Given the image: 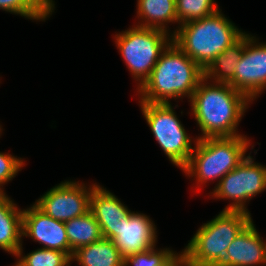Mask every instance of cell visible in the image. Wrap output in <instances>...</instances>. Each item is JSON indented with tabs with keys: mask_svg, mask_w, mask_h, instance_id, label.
Masks as SVG:
<instances>
[{
	"mask_svg": "<svg viewBox=\"0 0 266 266\" xmlns=\"http://www.w3.org/2000/svg\"><path fill=\"white\" fill-rule=\"evenodd\" d=\"M188 101L202 132L199 139L243 135L237 127L252 101L231 85L203 77Z\"/></svg>",
	"mask_w": 266,
	"mask_h": 266,
	"instance_id": "1",
	"label": "cell"
},
{
	"mask_svg": "<svg viewBox=\"0 0 266 266\" xmlns=\"http://www.w3.org/2000/svg\"><path fill=\"white\" fill-rule=\"evenodd\" d=\"M203 77L204 70L172 41L150 76L136 88L139 103L170 104L173 99H191Z\"/></svg>",
	"mask_w": 266,
	"mask_h": 266,
	"instance_id": "2",
	"label": "cell"
},
{
	"mask_svg": "<svg viewBox=\"0 0 266 266\" xmlns=\"http://www.w3.org/2000/svg\"><path fill=\"white\" fill-rule=\"evenodd\" d=\"M245 33L235 26L221 9L205 18L183 23L172 30L173 42L203 70Z\"/></svg>",
	"mask_w": 266,
	"mask_h": 266,
	"instance_id": "3",
	"label": "cell"
},
{
	"mask_svg": "<svg viewBox=\"0 0 266 266\" xmlns=\"http://www.w3.org/2000/svg\"><path fill=\"white\" fill-rule=\"evenodd\" d=\"M252 220L251 213L241 210H222L203 223L189 243L182 249L184 266H217L227 248Z\"/></svg>",
	"mask_w": 266,
	"mask_h": 266,
	"instance_id": "4",
	"label": "cell"
},
{
	"mask_svg": "<svg viewBox=\"0 0 266 266\" xmlns=\"http://www.w3.org/2000/svg\"><path fill=\"white\" fill-rule=\"evenodd\" d=\"M250 146L251 150L254 149V144L246 135L198 138L187 164L181 170L189 178L196 179L195 187L201 188L214 180H218V184L247 157Z\"/></svg>",
	"mask_w": 266,
	"mask_h": 266,
	"instance_id": "5",
	"label": "cell"
},
{
	"mask_svg": "<svg viewBox=\"0 0 266 266\" xmlns=\"http://www.w3.org/2000/svg\"><path fill=\"white\" fill-rule=\"evenodd\" d=\"M113 38L137 88L150 76L159 57L173 41L172 34L160 29L133 25Z\"/></svg>",
	"mask_w": 266,
	"mask_h": 266,
	"instance_id": "6",
	"label": "cell"
},
{
	"mask_svg": "<svg viewBox=\"0 0 266 266\" xmlns=\"http://www.w3.org/2000/svg\"><path fill=\"white\" fill-rule=\"evenodd\" d=\"M139 105L159 147L169 161L181 170L187 164L198 137L196 136L192 141V137L183 127L174 110L178 105L172 106V103H140Z\"/></svg>",
	"mask_w": 266,
	"mask_h": 266,
	"instance_id": "7",
	"label": "cell"
},
{
	"mask_svg": "<svg viewBox=\"0 0 266 266\" xmlns=\"http://www.w3.org/2000/svg\"><path fill=\"white\" fill-rule=\"evenodd\" d=\"M250 153L233 170L216 184L210 198L230 200L224 210H241L248 213L246 206L253 197L266 190V166L254 162Z\"/></svg>",
	"mask_w": 266,
	"mask_h": 266,
	"instance_id": "8",
	"label": "cell"
},
{
	"mask_svg": "<svg viewBox=\"0 0 266 266\" xmlns=\"http://www.w3.org/2000/svg\"><path fill=\"white\" fill-rule=\"evenodd\" d=\"M65 180L45 192L33 204L47 216L66 222L90 211V197L97 183Z\"/></svg>",
	"mask_w": 266,
	"mask_h": 266,
	"instance_id": "9",
	"label": "cell"
},
{
	"mask_svg": "<svg viewBox=\"0 0 266 266\" xmlns=\"http://www.w3.org/2000/svg\"><path fill=\"white\" fill-rule=\"evenodd\" d=\"M234 72V89L252 102L266 90V42L247 33L242 56Z\"/></svg>",
	"mask_w": 266,
	"mask_h": 266,
	"instance_id": "10",
	"label": "cell"
},
{
	"mask_svg": "<svg viewBox=\"0 0 266 266\" xmlns=\"http://www.w3.org/2000/svg\"><path fill=\"white\" fill-rule=\"evenodd\" d=\"M157 228L150 216L130 211L117 226V236L112 240L119 254L125 258L145 252L156 246Z\"/></svg>",
	"mask_w": 266,
	"mask_h": 266,
	"instance_id": "11",
	"label": "cell"
},
{
	"mask_svg": "<svg viewBox=\"0 0 266 266\" xmlns=\"http://www.w3.org/2000/svg\"><path fill=\"white\" fill-rule=\"evenodd\" d=\"M30 237L42 245L40 248L54 249L70 256V246L64 222L47 216L34 204L23 209L22 237Z\"/></svg>",
	"mask_w": 266,
	"mask_h": 266,
	"instance_id": "12",
	"label": "cell"
},
{
	"mask_svg": "<svg viewBox=\"0 0 266 266\" xmlns=\"http://www.w3.org/2000/svg\"><path fill=\"white\" fill-rule=\"evenodd\" d=\"M266 241L251 220L227 248L217 266H265Z\"/></svg>",
	"mask_w": 266,
	"mask_h": 266,
	"instance_id": "13",
	"label": "cell"
},
{
	"mask_svg": "<svg viewBox=\"0 0 266 266\" xmlns=\"http://www.w3.org/2000/svg\"><path fill=\"white\" fill-rule=\"evenodd\" d=\"M90 211L100 225L103 238L113 240L120 220L131 210L113 193L97 184L90 197Z\"/></svg>",
	"mask_w": 266,
	"mask_h": 266,
	"instance_id": "14",
	"label": "cell"
},
{
	"mask_svg": "<svg viewBox=\"0 0 266 266\" xmlns=\"http://www.w3.org/2000/svg\"><path fill=\"white\" fill-rule=\"evenodd\" d=\"M22 214L17 204L6 194H0V249L15 256L23 245Z\"/></svg>",
	"mask_w": 266,
	"mask_h": 266,
	"instance_id": "15",
	"label": "cell"
},
{
	"mask_svg": "<svg viewBox=\"0 0 266 266\" xmlns=\"http://www.w3.org/2000/svg\"><path fill=\"white\" fill-rule=\"evenodd\" d=\"M137 17L140 27L154 28L172 34L169 23H177L176 0H137Z\"/></svg>",
	"mask_w": 266,
	"mask_h": 266,
	"instance_id": "16",
	"label": "cell"
},
{
	"mask_svg": "<svg viewBox=\"0 0 266 266\" xmlns=\"http://www.w3.org/2000/svg\"><path fill=\"white\" fill-rule=\"evenodd\" d=\"M247 32L233 45L217 55L204 70V77L212 82L229 84L234 88V72L242 56Z\"/></svg>",
	"mask_w": 266,
	"mask_h": 266,
	"instance_id": "17",
	"label": "cell"
},
{
	"mask_svg": "<svg viewBox=\"0 0 266 266\" xmlns=\"http://www.w3.org/2000/svg\"><path fill=\"white\" fill-rule=\"evenodd\" d=\"M71 259L79 266H123L124 263L114 242L106 238L77 249Z\"/></svg>",
	"mask_w": 266,
	"mask_h": 266,
	"instance_id": "18",
	"label": "cell"
},
{
	"mask_svg": "<svg viewBox=\"0 0 266 266\" xmlns=\"http://www.w3.org/2000/svg\"><path fill=\"white\" fill-rule=\"evenodd\" d=\"M70 246V257L84 246L98 242L103 238L100 225L91 211L64 222Z\"/></svg>",
	"mask_w": 266,
	"mask_h": 266,
	"instance_id": "19",
	"label": "cell"
},
{
	"mask_svg": "<svg viewBox=\"0 0 266 266\" xmlns=\"http://www.w3.org/2000/svg\"><path fill=\"white\" fill-rule=\"evenodd\" d=\"M0 10L24 18L45 21L55 10L54 0H0Z\"/></svg>",
	"mask_w": 266,
	"mask_h": 266,
	"instance_id": "20",
	"label": "cell"
},
{
	"mask_svg": "<svg viewBox=\"0 0 266 266\" xmlns=\"http://www.w3.org/2000/svg\"><path fill=\"white\" fill-rule=\"evenodd\" d=\"M23 249L21 245L15 255L16 262L20 266H66L71 260V257L67 253L54 249L38 248L27 253V255L23 253Z\"/></svg>",
	"mask_w": 266,
	"mask_h": 266,
	"instance_id": "21",
	"label": "cell"
},
{
	"mask_svg": "<svg viewBox=\"0 0 266 266\" xmlns=\"http://www.w3.org/2000/svg\"><path fill=\"white\" fill-rule=\"evenodd\" d=\"M220 9L215 0H176L178 26L189 21L199 20Z\"/></svg>",
	"mask_w": 266,
	"mask_h": 266,
	"instance_id": "22",
	"label": "cell"
},
{
	"mask_svg": "<svg viewBox=\"0 0 266 266\" xmlns=\"http://www.w3.org/2000/svg\"><path fill=\"white\" fill-rule=\"evenodd\" d=\"M155 247L124 258L123 266H170L181 253L170 248Z\"/></svg>",
	"mask_w": 266,
	"mask_h": 266,
	"instance_id": "23",
	"label": "cell"
},
{
	"mask_svg": "<svg viewBox=\"0 0 266 266\" xmlns=\"http://www.w3.org/2000/svg\"><path fill=\"white\" fill-rule=\"evenodd\" d=\"M3 129L0 131V137ZM23 158L0 152V194L5 193L4 185L12 181L25 166Z\"/></svg>",
	"mask_w": 266,
	"mask_h": 266,
	"instance_id": "24",
	"label": "cell"
},
{
	"mask_svg": "<svg viewBox=\"0 0 266 266\" xmlns=\"http://www.w3.org/2000/svg\"><path fill=\"white\" fill-rule=\"evenodd\" d=\"M170 266H184L182 256L180 255Z\"/></svg>",
	"mask_w": 266,
	"mask_h": 266,
	"instance_id": "25",
	"label": "cell"
},
{
	"mask_svg": "<svg viewBox=\"0 0 266 266\" xmlns=\"http://www.w3.org/2000/svg\"><path fill=\"white\" fill-rule=\"evenodd\" d=\"M74 261L71 259L67 264L66 266H70Z\"/></svg>",
	"mask_w": 266,
	"mask_h": 266,
	"instance_id": "26",
	"label": "cell"
},
{
	"mask_svg": "<svg viewBox=\"0 0 266 266\" xmlns=\"http://www.w3.org/2000/svg\"><path fill=\"white\" fill-rule=\"evenodd\" d=\"M12 266H20L17 262L14 263Z\"/></svg>",
	"mask_w": 266,
	"mask_h": 266,
	"instance_id": "27",
	"label": "cell"
}]
</instances>
